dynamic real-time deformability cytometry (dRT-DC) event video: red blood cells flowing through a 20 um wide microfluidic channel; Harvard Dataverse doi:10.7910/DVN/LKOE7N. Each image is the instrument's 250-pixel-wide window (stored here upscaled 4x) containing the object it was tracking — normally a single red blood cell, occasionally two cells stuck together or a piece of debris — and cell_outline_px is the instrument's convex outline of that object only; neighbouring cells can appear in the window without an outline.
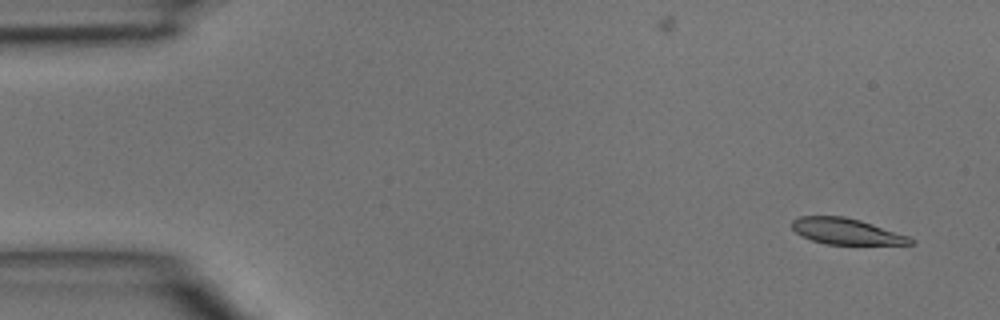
{"species": "common noctule bat (a hibernating species)", "species_latin": "Nyctalus noctula", "temperature_condition": "room temperature", "stored_images_in_passage": 4, "camera_frame_rate_fps": 3000, "um_per_image_px": 0.085, "animal": {"sex": "male", "body_mass_g": 15.6}, "frame": {"image": 1, "passage_image": 1, "time_ms": 0.0, "image_size_px": [1000, 320], "cell_outline_px": [[916, 244], [824, 244], [812, 240], [796, 232], [792, 228], [792, 220], [800, 216], [844, 216], [860, 220], [908, 236], [916, 240]], "centroid_in_image_um": [71.94, 19.66], "position_along_channel_um": 13.1, "area_um2": 17.8}}
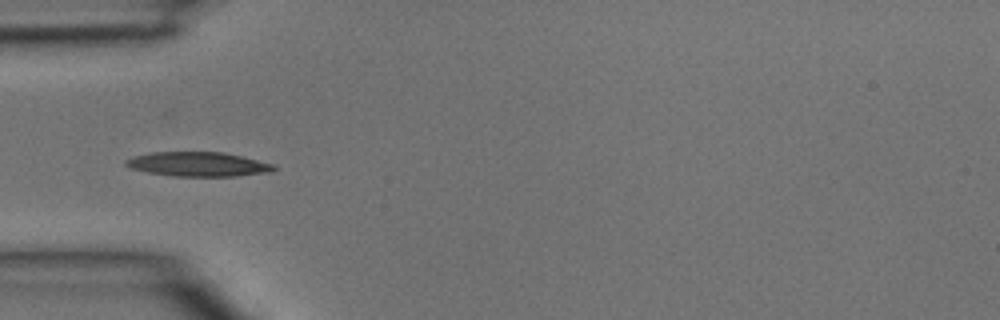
{"frame": {"image": 2, "passage_image": 4, "time_ms": 1.0, "image_size_px": [1000, 320], "cell_outline_px": [[276, 168], [272, 172], [236, 176], [172, 176], [148, 172], [132, 168], [124, 164], [124, 160], [132, 156], [152, 152], [220, 152], [240, 156], [276, 164]], "centroid_in_image_um": [16.84, 13.96], "position_along_channel_um": 68.2, "area_um2": 21.04}}